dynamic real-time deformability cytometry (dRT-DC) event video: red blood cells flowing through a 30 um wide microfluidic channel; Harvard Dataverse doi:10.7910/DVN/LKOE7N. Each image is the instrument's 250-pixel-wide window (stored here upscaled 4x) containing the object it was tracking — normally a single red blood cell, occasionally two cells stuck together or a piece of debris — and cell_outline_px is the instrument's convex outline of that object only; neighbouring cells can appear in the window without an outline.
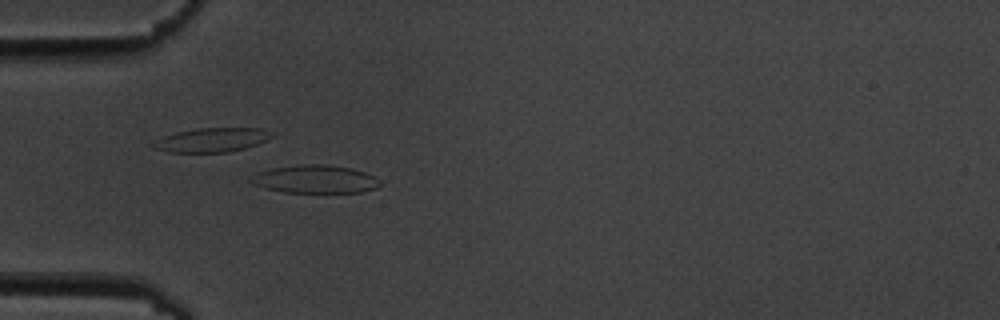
{"species": "common noctule bat (a hibernating species)", "species_latin": "Nyctalus noctula", "temperature_condition": "cold", "stored_images_in_passage": 6, "camera_frame_rate_fps": 3000, "um_per_image_px": 0.085, "animal": {"sex": "male", "body_mass_g": 19.5, "forearm_length_mm": 54.6}, "frame": {"image": 1, "passage_image": 6, "time_ms": 6.0, "image_size_px": [1000, 320], "cell_outline_px": [[380, 184], [376, 188], [360, 192], [284, 192], [264, 188], [252, 184], [248, 180], [252, 176], [260, 172], [272, 168], [300, 164], [324, 164], [352, 168], [376, 176], [380, 180]], "centroid_in_image_um": [26.79, 15.22], "position_along_channel_um": 58.2, "area_um2": 21.1}}